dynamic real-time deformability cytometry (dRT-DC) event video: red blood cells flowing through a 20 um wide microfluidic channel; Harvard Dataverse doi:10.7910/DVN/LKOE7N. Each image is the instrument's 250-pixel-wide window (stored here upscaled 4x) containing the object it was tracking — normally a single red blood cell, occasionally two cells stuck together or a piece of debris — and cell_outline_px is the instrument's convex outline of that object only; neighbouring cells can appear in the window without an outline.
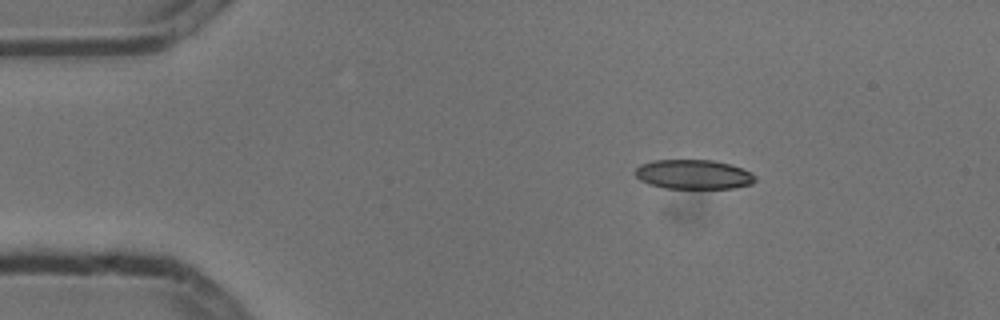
{"species": "common noctule bat (a hibernating species)", "species_latin": "Nyctalus noctula", "temperature_condition": "cold", "stored_images_in_passage": 3, "camera_frame_rate_fps": 3000, "um_per_image_px": 0.085, "animal": {"sex": "male", "body_mass_g": 13.3}, "frame": {"image": 1, "passage_image": 1, "time_ms": 0.0, "image_size_px": [1000, 320], "cell_outline_px": [[756, 180], [752, 184], [732, 188], [664, 188], [648, 184], [640, 180], [636, 176], [636, 168], [640, 164], [652, 160], [712, 160], [728, 164], [752, 172], [756, 176]], "centroid_in_image_um": [58.94, 14.82], "position_along_channel_um": 26.1, "area_um2": 20.58}}